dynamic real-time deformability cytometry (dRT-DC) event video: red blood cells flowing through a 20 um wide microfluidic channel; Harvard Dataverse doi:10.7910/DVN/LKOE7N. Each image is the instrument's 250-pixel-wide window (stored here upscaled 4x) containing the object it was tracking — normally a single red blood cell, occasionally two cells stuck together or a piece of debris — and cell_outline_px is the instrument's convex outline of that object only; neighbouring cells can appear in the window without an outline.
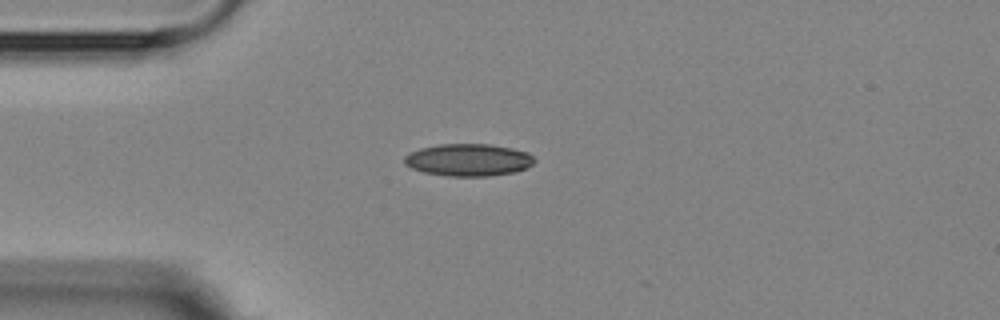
{"species": "Egyptian fruit bat (a non-hibernating species)", "species_latin": "Rousettus aegyptiacus", "temperature_condition": "room temperature", "stored_images_in_passage": 2, "camera_frame_rate_fps": 3000, "um_per_image_px": 0.085, "animal": {"sex": "female"}, "frame": {"image": 1, "passage_image": 1, "time_ms": 0.0, "image_size_px": [1000, 320], "cell_outline_px": [[536, 160], [528, 168], [516, 172], [488, 176], [448, 176], [424, 172], [412, 168], [404, 164], [404, 156], [408, 152], [420, 148], [440, 144], [488, 144], [512, 148], [528, 152]], "centroid_in_image_um": [39.82, 13.59], "position_along_channel_um": 45.2, "area_um2": 24.62}}